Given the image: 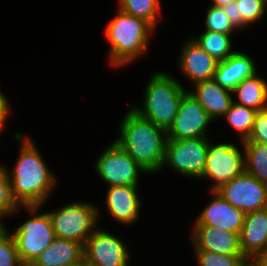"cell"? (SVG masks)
<instances>
[{
  "label": "cell",
  "mask_w": 267,
  "mask_h": 266,
  "mask_svg": "<svg viewBox=\"0 0 267 266\" xmlns=\"http://www.w3.org/2000/svg\"><path fill=\"white\" fill-rule=\"evenodd\" d=\"M185 92L178 80L165 72H158L148 82L143 109L131 108L139 116L167 130L178 113Z\"/></svg>",
  "instance_id": "277c9868"
},
{
  "label": "cell",
  "mask_w": 267,
  "mask_h": 266,
  "mask_svg": "<svg viewBox=\"0 0 267 266\" xmlns=\"http://www.w3.org/2000/svg\"><path fill=\"white\" fill-rule=\"evenodd\" d=\"M239 239L242 254L250 261L267 252V208L245 214Z\"/></svg>",
  "instance_id": "5bb4252c"
},
{
  "label": "cell",
  "mask_w": 267,
  "mask_h": 266,
  "mask_svg": "<svg viewBox=\"0 0 267 266\" xmlns=\"http://www.w3.org/2000/svg\"><path fill=\"white\" fill-rule=\"evenodd\" d=\"M213 193L214 200L203 209L194 226H213L240 234L245 214L225 201L215 190L212 191Z\"/></svg>",
  "instance_id": "4fadbf2b"
},
{
  "label": "cell",
  "mask_w": 267,
  "mask_h": 266,
  "mask_svg": "<svg viewBox=\"0 0 267 266\" xmlns=\"http://www.w3.org/2000/svg\"><path fill=\"white\" fill-rule=\"evenodd\" d=\"M138 186H110L107 192V207L111 215L122 224L137 220L140 201L137 195Z\"/></svg>",
  "instance_id": "e0dca14e"
},
{
  "label": "cell",
  "mask_w": 267,
  "mask_h": 266,
  "mask_svg": "<svg viewBox=\"0 0 267 266\" xmlns=\"http://www.w3.org/2000/svg\"><path fill=\"white\" fill-rule=\"evenodd\" d=\"M245 141L267 145V108L257 112L251 134Z\"/></svg>",
  "instance_id": "4dcf8cb0"
},
{
  "label": "cell",
  "mask_w": 267,
  "mask_h": 266,
  "mask_svg": "<svg viewBox=\"0 0 267 266\" xmlns=\"http://www.w3.org/2000/svg\"><path fill=\"white\" fill-rule=\"evenodd\" d=\"M263 1H264L265 10H266L267 0H263Z\"/></svg>",
  "instance_id": "74e56055"
},
{
  "label": "cell",
  "mask_w": 267,
  "mask_h": 266,
  "mask_svg": "<svg viewBox=\"0 0 267 266\" xmlns=\"http://www.w3.org/2000/svg\"><path fill=\"white\" fill-rule=\"evenodd\" d=\"M222 11L227 15L232 25L237 28V10L236 1H231L227 5L220 7Z\"/></svg>",
  "instance_id": "1f68e13d"
},
{
  "label": "cell",
  "mask_w": 267,
  "mask_h": 266,
  "mask_svg": "<svg viewBox=\"0 0 267 266\" xmlns=\"http://www.w3.org/2000/svg\"><path fill=\"white\" fill-rule=\"evenodd\" d=\"M257 112V110L238 105L233 101L224 118H227L230 125L241 134L243 142L251 134Z\"/></svg>",
  "instance_id": "d4e9b609"
},
{
  "label": "cell",
  "mask_w": 267,
  "mask_h": 266,
  "mask_svg": "<svg viewBox=\"0 0 267 266\" xmlns=\"http://www.w3.org/2000/svg\"><path fill=\"white\" fill-rule=\"evenodd\" d=\"M83 260L82 243L56 237L31 266H70Z\"/></svg>",
  "instance_id": "ffe728a7"
},
{
  "label": "cell",
  "mask_w": 267,
  "mask_h": 266,
  "mask_svg": "<svg viewBox=\"0 0 267 266\" xmlns=\"http://www.w3.org/2000/svg\"><path fill=\"white\" fill-rule=\"evenodd\" d=\"M192 234L195 251H209L223 255H243L239 234L213 226H194Z\"/></svg>",
  "instance_id": "9a60e30c"
},
{
  "label": "cell",
  "mask_w": 267,
  "mask_h": 266,
  "mask_svg": "<svg viewBox=\"0 0 267 266\" xmlns=\"http://www.w3.org/2000/svg\"><path fill=\"white\" fill-rule=\"evenodd\" d=\"M231 35L205 31L199 38L193 39L206 53L218 62L224 61L235 51H231Z\"/></svg>",
  "instance_id": "603a6c76"
},
{
  "label": "cell",
  "mask_w": 267,
  "mask_h": 266,
  "mask_svg": "<svg viewBox=\"0 0 267 266\" xmlns=\"http://www.w3.org/2000/svg\"><path fill=\"white\" fill-rule=\"evenodd\" d=\"M196 91L190 92L214 120L223 117L229 110L233 98L231 90L222 87L214 79L195 83Z\"/></svg>",
  "instance_id": "d6986e66"
},
{
  "label": "cell",
  "mask_w": 267,
  "mask_h": 266,
  "mask_svg": "<svg viewBox=\"0 0 267 266\" xmlns=\"http://www.w3.org/2000/svg\"><path fill=\"white\" fill-rule=\"evenodd\" d=\"M23 265L31 266L55 240L49 213L38 214L21 224L12 234Z\"/></svg>",
  "instance_id": "8992f818"
},
{
  "label": "cell",
  "mask_w": 267,
  "mask_h": 266,
  "mask_svg": "<svg viewBox=\"0 0 267 266\" xmlns=\"http://www.w3.org/2000/svg\"><path fill=\"white\" fill-rule=\"evenodd\" d=\"M97 209L89 203H71L54 212H49L57 238L85 244L95 231Z\"/></svg>",
  "instance_id": "5b68a950"
},
{
  "label": "cell",
  "mask_w": 267,
  "mask_h": 266,
  "mask_svg": "<svg viewBox=\"0 0 267 266\" xmlns=\"http://www.w3.org/2000/svg\"><path fill=\"white\" fill-rule=\"evenodd\" d=\"M232 93L238 94L239 101L236 102L238 105L257 111L267 108V83L257 74L245 78L232 90Z\"/></svg>",
  "instance_id": "44dd1931"
},
{
  "label": "cell",
  "mask_w": 267,
  "mask_h": 266,
  "mask_svg": "<svg viewBox=\"0 0 267 266\" xmlns=\"http://www.w3.org/2000/svg\"><path fill=\"white\" fill-rule=\"evenodd\" d=\"M8 113H9L8 102L3 93L0 92V130L4 126V122L8 117Z\"/></svg>",
  "instance_id": "d6a6232c"
},
{
  "label": "cell",
  "mask_w": 267,
  "mask_h": 266,
  "mask_svg": "<svg viewBox=\"0 0 267 266\" xmlns=\"http://www.w3.org/2000/svg\"><path fill=\"white\" fill-rule=\"evenodd\" d=\"M209 142L206 138L166 141L164 165L168 163L176 172L202 178Z\"/></svg>",
  "instance_id": "52a82bcc"
},
{
  "label": "cell",
  "mask_w": 267,
  "mask_h": 266,
  "mask_svg": "<svg viewBox=\"0 0 267 266\" xmlns=\"http://www.w3.org/2000/svg\"><path fill=\"white\" fill-rule=\"evenodd\" d=\"M237 10V28L254 23L262 18L265 12L263 0H235Z\"/></svg>",
  "instance_id": "484cf974"
},
{
  "label": "cell",
  "mask_w": 267,
  "mask_h": 266,
  "mask_svg": "<svg viewBox=\"0 0 267 266\" xmlns=\"http://www.w3.org/2000/svg\"><path fill=\"white\" fill-rule=\"evenodd\" d=\"M256 74V66L251 57L242 52H234L222 62H218L213 79L222 87L233 90L245 78Z\"/></svg>",
  "instance_id": "ac0fdd59"
},
{
  "label": "cell",
  "mask_w": 267,
  "mask_h": 266,
  "mask_svg": "<svg viewBox=\"0 0 267 266\" xmlns=\"http://www.w3.org/2000/svg\"><path fill=\"white\" fill-rule=\"evenodd\" d=\"M120 137L114 140L146 172L163 167L167 132L150 120L129 110L120 125Z\"/></svg>",
  "instance_id": "7a4b0ae2"
},
{
  "label": "cell",
  "mask_w": 267,
  "mask_h": 266,
  "mask_svg": "<svg viewBox=\"0 0 267 266\" xmlns=\"http://www.w3.org/2000/svg\"><path fill=\"white\" fill-rule=\"evenodd\" d=\"M153 27L144 19L118 10L117 16L107 25L106 37L110 45L109 60L122 66L145 53Z\"/></svg>",
  "instance_id": "3957f363"
},
{
  "label": "cell",
  "mask_w": 267,
  "mask_h": 266,
  "mask_svg": "<svg viewBox=\"0 0 267 266\" xmlns=\"http://www.w3.org/2000/svg\"><path fill=\"white\" fill-rule=\"evenodd\" d=\"M70 266H85V263H84V260L80 263H76V264H73V265H70Z\"/></svg>",
  "instance_id": "8d00e7d4"
},
{
  "label": "cell",
  "mask_w": 267,
  "mask_h": 266,
  "mask_svg": "<svg viewBox=\"0 0 267 266\" xmlns=\"http://www.w3.org/2000/svg\"><path fill=\"white\" fill-rule=\"evenodd\" d=\"M84 263L90 266H127L128 250L118 237L96 229L83 245Z\"/></svg>",
  "instance_id": "7c38bea8"
},
{
  "label": "cell",
  "mask_w": 267,
  "mask_h": 266,
  "mask_svg": "<svg viewBox=\"0 0 267 266\" xmlns=\"http://www.w3.org/2000/svg\"><path fill=\"white\" fill-rule=\"evenodd\" d=\"M244 214L267 208V185L244 172L215 190Z\"/></svg>",
  "instance_id": "ba28073f"
},
{
  "label": "cell",
  "mask_w": 267,
  "mask_h": 266,
  "mask_svg": "<svg viewBox=\"0 0 267 266\" xmlns=\"http://www.w3.org/2000/svg\"><path fill=\"white\" fill-rule=\"evenodd\" d=\"M212 120L200 102L186 91L176 117L166 130L167 138L174 140L206 138L205 129Z\"/></svg>",
  "instance_id": "8fae6325"
},
{
  "label": "cell",
  "mask_w": 267,
  "mask_h": 266,
  "mask_svg": "<svg viewBox=\"0 0 267 266\" xmlns=\"http://www.w3.org/2000/svg\"><path fill=\"white\" fill-rule=\"evenodd\" d=\"M0 266H24L20 260L14 238L0 225Z\"/></svg>",
  "instance_id": "4316f807"
},
{
  "label": "cell",
  "mask_w": 267,
  "mask_h": 266,
  "mask_svg": "<svg viewBox=\"0 0 267 266\" xmlns=\"http://www.w3.org/2000/svg\"><path fill=\"white\" fill-rule=\"evenodd\" d=\"M179 64L185 76L197 83L213 79L218 61L191 39L183 47Z\"/></svg>",
  "instance_id": "2e32d148"
},
{
  "label": "cell",
  "mask_w": 267,
  "mask_h": 266,
  "mask_svg": "<svg viewBox=\"0 0 267 266\" xmlns=\"http://www.w3.org/2000/svg\"><path fill=\"white\" fill-rule=\"evenodd\" d=\"M235 0H214V7H222Z\"/></svg>",
  "instance_id": "e575fe53"
},
{
  "label": "cell",
  "mask_w": 267,
  "mask_h": 266,
  "mask_svg": "<svg viewBox=\"0 0 267 266\" xmlns=\"http://www.w3.org/2000/svg\"><path fill=\"white\" fill-rule=\"evenodd\" d=\"M245 172L267 185V145L243 141Z\"/></svg>",
  "instance_id": "7402d4cb"
},
{
  "label": "cell",
  "mask_w": 267,
  "mask_h": 266,
  "mask_svg": "<svg viewBox=\"0 0 267 266\" xmlns=\"http://www.w3.org/2000/svg\"><path fill=\"white\" fill-rule=\"evenodd\" d=\"M22 145L17 164L8 176L14 200L34 215L56 180L30 138H24Z\"/></svg>",
  "instance_id": "6da1fadb"
},
{
  "label": "cell",
  "mask_w": 267,
  "mask_h": 266,
  "mask_svg": "<svg viewBox=\"0 0 267 266\" xmlns=\"http://www.w3.org/2000/svg\"><path fill=\"white\" fill-rule=\"evenodd\" d=\"M122 12L142 18L153 28L156 26L157 15H160V0H119Z\"/></svg>",
  "instance_id": "cb8c5ba5"
},
{
  "label": "cell",
  "mask_w": 267,
  "mask_h": 266,
  "mask_svg": "<svg viewBox=\"0 0 267 266\" xmlns=\"http://www.w3.org/2000/svg\"><path fill=\"white\" fill-rule=\"evenodd\" d=\"M252 261L257 266H267V252L255 257Z\"/></svg>",
  "instance_id": "836d02e7"
},
{
  "label": "cell",
  "mask_w": 267,
  "mask_h": 266,
  "mask_svg": "<svg viewBox=\"0 0 267 266\" xmlns=\"http://www.w3.org/2000/svg\"><path fill=\"white\" fill-rule=\"evenodd\" d=\"M205 25L206 31H215L228 35H231L232 31L236 29L222 9L214 6L207 10Z\"/></svg>",
  "instance_id": "f546056e"
},
{
  "label": "cell",
  "mask_w": 267,
  "mask_h": 266,
  "mask_svg": "<svg viewBox=\"0 0 267 266\" xmlns=\"http://www.w3.org/2000/svg\"><path fill=\"white\" fill-rule=\"evenodd\" d=\"M95 164L96 171L103 181L109 183V187L138 186V174L145 172L115 141Z\"/></svg>",
  "instance_id": "9c48e42d"
},
{
  "label": "cell",
  "mask_w": 267,
  "mask_h": 266,
  "mask_svg": "<svg viewBox=\"0 0 267 266\" xmlns=\"http://www.w3.org/2000/svg\"><path fill=\"white\" fill-rule=\"evenodd\" d=\"M16 209H19V205L12 196L8 172L0 166V225L3 224L1 218L15 212Z\"/></svg>",
  "instance_id": "f1b7e54d"
},
{
  "label": "cell",
  "mask_w": 267,
  "mask_h": 266,
  "mask_svg": "<svg viewBox=\"0 0 267 266\" xmlns=\"http://www.w3.org/2000/svg\"><path fill=\"white\" fill-rule=\"evenodd\" d=\"M244 172V158L234 144L222 143L213 145L209 142L202 178L210 177L215 181L212 191Z\"/></svg>",
  "instance_id": "30bf717a"
},
{
  "label": "cell",
  "mask_w": 267,
  "mask_h": 266,
  "mask_svg": "<svg viewBox=\"0 0 267 266\" xmlns=\"http://www.w3.org/2000/svg\"><path fill=\"white\" fill-rule=\"evenodd\" d=\"M244 266H257L253 261H248Z\"/></svg>",
  "instance_id": "d590c367"
},
{
  "label": "cell",
  "mask_w": 267,
  "mask_h": 266,
  "mask_svg": "<svg viewBox=\"0 0 267 266\" xmlns=\"http://www.w3.org/2000/svg\"><path fill=\"white\" fill-rule=\"evenodd\" d=\"M199 266H244L249 260L244 255H223L196 251Z\"/></svg>",
  "instance_id": "83f0119b"
}]
</instances>
